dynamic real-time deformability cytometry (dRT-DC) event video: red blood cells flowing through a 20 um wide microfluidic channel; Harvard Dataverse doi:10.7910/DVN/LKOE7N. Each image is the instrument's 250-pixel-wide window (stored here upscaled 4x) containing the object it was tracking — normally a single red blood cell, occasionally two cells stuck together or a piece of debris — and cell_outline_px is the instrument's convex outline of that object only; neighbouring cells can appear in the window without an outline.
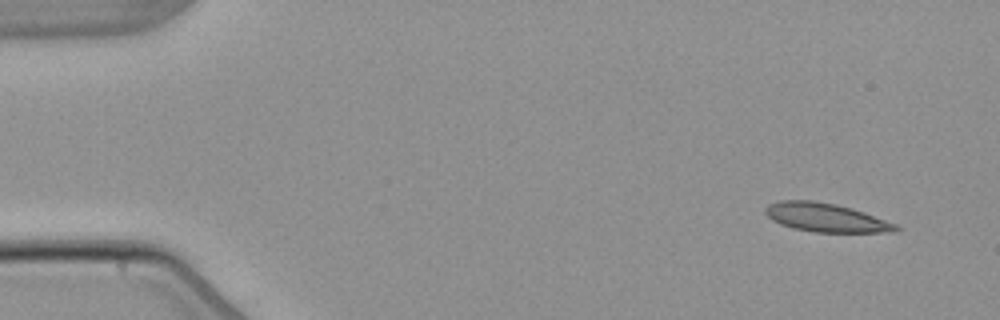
{"species": "common noctule bat (a hibernating species)", "species_latin": "Nyctalus noctula", "temperature_condition": "warm", "stored_images_in_passage": 5, "camera_frame_rate_fps": 3000, "um_per_image_px": 0.085, "animal": {"sex": "male", "body_mass_g": 21.5, "forearm_length_mm": 52.0}, "frame": {"image": 1, "passage_image": 1, "time_ms": 0.0, "image_size_px": [1000, 320], "cell_outline_px": [[900, 228], [896, 232], [816, 232], [792, 228], [780, 224], [772, 220], [764, 212], [764, 208], [768, 204], [780, 200], [812, 200], [836, 204], [852, 208], [864, 212], [896, 224]], "centroid_in_image_um": [70.17, 18.48], "position_along_channel_um": 14.8, "area_um2": 21.85}}